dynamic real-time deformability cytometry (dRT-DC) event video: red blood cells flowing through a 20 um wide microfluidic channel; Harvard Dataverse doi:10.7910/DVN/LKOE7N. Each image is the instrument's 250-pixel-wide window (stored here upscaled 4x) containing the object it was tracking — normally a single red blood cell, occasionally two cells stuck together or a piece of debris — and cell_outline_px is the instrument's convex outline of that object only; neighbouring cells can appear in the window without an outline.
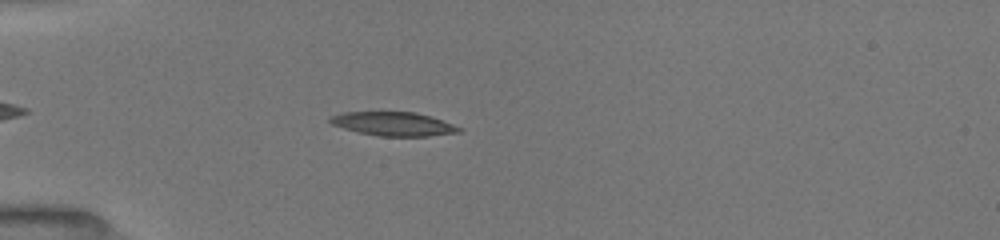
{"species": "common noctule bat (a hibernating species)", "species_latin": "Nyctalus noctula", "temperature_condition": "room temperature", "stored_images_in_passage": 26, "camera_frame_rate_fps": 3000, "um_per_image_px": 0.085, "animal": {"sex": "female", "body_mass_g": 19.5, "forearm_length_mm": 54.1}, "frame": {"image": 1, "passage_image": 11, "time_ms": 2.667, "image_size_px": [1000, 240], "cell_outline_px": [[464, 128], [460, 132], [428, 136], [380, 136], [360, 132], [344, 128], [332, 124], [328, 120], [328, 116], [344, 112], [416, 112], [432, 116]], "centroid_in_image_um": [33.47, 10.52], "position_along_channel_um": 51.5, "area_um2": 17.92}}
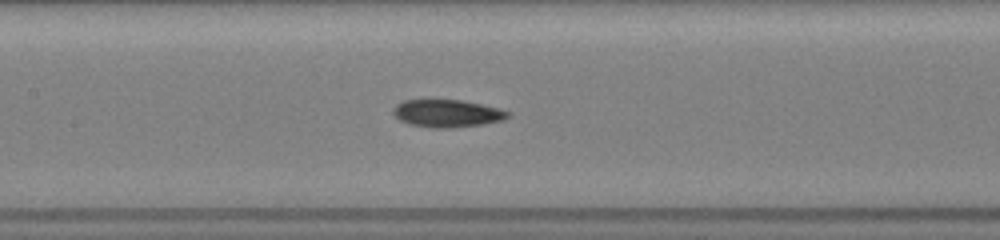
{"frame": {"image": 2, "passage_image": 20, "time_ms": 4.667, "image_size_px": [1000, 240], "cell_outline_px": [[512, 112], [504, 120], [480, 124], [452, 128], [432, 128], [408, 124], [400, 120], [392, 112], [392, 108], [396, 104], [404, 100], [460, 100], [480, 104]], "centroid_in_image_um": [37.97, 9.64], "position_along_channel_um": 169.4, "area_um2": 18.32}}
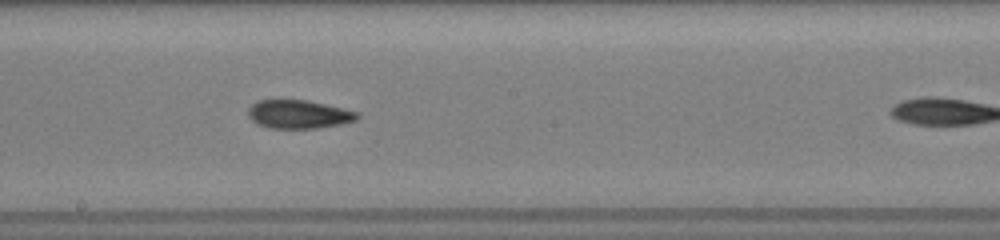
{"frame": {"image": 3, "passage_image": 23, "time_ms": 6.0, "image_size_px": [1000, 240], "cell_outline_px": [[360, 116], [356, 120], [340, 124], [316, 128], [268, 128], [256, 124], [248, 116], [248, 108], [252, 104], [260, 100], [308, 100], [344, 108], [360, 112]], "centroid_in_image_um": [25.4, 9.71], "position_along_channel_um": 222.8, "area_um2": 18.21}}